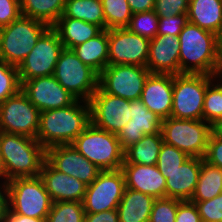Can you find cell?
Wrapping results in <instances>:
<instances>
[{"label": "cell", "mask_w": 222, "mask_h": 222, "mask_svg": "<svg viewBox=\"0 0 222 222\" xmlns=\"http://www.w3.org/2000/svg\"><path fill=\"white\" fill-rule=\"evenodd\" d=\"M90 123L89 102L77 99L67 107L41 112L36 139L45 149L71 144Z\"/></svg>", "instance_id": "1"}, {"label": "cell", "mask_w": 222, "mask_h": 222, "mask_svg": "<svg viewBox=\"0 0 222 222\" xmlns=\"http://www.w3.org/2000/svg\"><path fill=\"white\" fill-rule=\"evenodd\" d=\"M178 39L180 73L216 76L219 67L217 34L188 22Z\"/></svg>", "instance_id": "2"}, {"label": "cell", "mask_w": 222, "mask_h": 222, "mask_svg": "<svg viewBox=\"0 0 222 222\" xmlns=\"http://www.w3.org/2000/svg\"><path fill=\"white\" fill-rule=\"evenodd\" d=\"M0 155L4 181L19 177H36L44 161L46 149L37 139L0 131Z\"/></svg>", "instance_id": "3"}, {"label": "cell", "mask_w": 222, "mask_h": 222, "mask_svg": "<svg viewBox=\"0 0 222 222\" xmlns=\"http://www.w3.org/2000/svg\"><path fill=\"white\" fill-rule=\"evenodd\" d=\"M71 145L102 171L120 170L124 162V150L116 134L90 123Z\"/></svg>", "instance_id": "4"}, {"label": "cell", "mask_w": 222, "mask_h": 222, "mask_svg": "<svg viewBox=\"0 0 222 222\" xmlns=\"http://www.w3.org/2000/svg\"><path fill=\"white\" fill-rule=\"evenodd\" d=\"M49 27L40 20L23 15L9 25L1 27L0 58L18 67Z\"/></svg>", "instance_id": "5"}, {"label": "cell", "mask_w": 222, "mask_h": 222, "mask_svg": "<svg viewBox=\"0 0 222 222\" xmlns=\"http://www.w3.org/2000/svg\"><path fill=\"white\" fill-rule=\"evenodd\" d=\"M6 183L10 211L31 218L47 219L53 202L40 176L14 178Z\"/></svg>", "instance_id": "6"}, {"label": "cell", "mask_w": 222, "mask_h": 222, "mask_svg": "<svg viewBox=\"0 0 222 222\" xmlns=\"http://www.w3.org/2000/svg\"><path fill=\"white\" fill-rule=\"evenodd\" d=\"M216 76L180 73L173 75V105L170 117L203 119V102L207 87Z\"/></svg>", "instance_id": "7"}, {"label": "cell", "mask_w": 222, "mask_h": 222, "mask_svg": "<svg viewBox=\"0 0 222 222\" xmlns=\"http://www.w3.org/2000/svg\"><path fill=\"white\" fill-rule=\"evenodd\" d=\"M163 141L186 153L189 157L204 158L211 125L202 120L176 119L162 120Z\"/></svg>", "instance_id": "8"}, {"label": "cell", "mask_w": 222, "mask_h": 222, "mask_svg": "<svg viewBox=\"0 0 222 222\" xmlns=\"http://www.w3.org/2000/svg\"><path fill=\"white\" fill-rule=\"evenodd\" d=\"M54 77L78 100L89 101L98 88L99 75L85 65L72 49L61 51Z\"/></svg>", "instance_id": "9"}, {"label": "cell", "mask_w": 222, "mask_h": 222, "mask_svg": "<svg viewBox=\"0 0 222 222\" xmlns=\"http://www.w3.org/2000/svg\"><path fill=\"white\" fill-rule=\"evenodd\" d=\"M40 113L26 94L19 90L0 103V131L36 139L40 127Z\"/></svg>", "instance_id": "10"}, {"label": "cell", "mask_w": 222, "mask_h": 222, "mask_svg": "<svg viewBox=\"0 0 222 222\" xmlns=\"http://www.w3.org/2000/svg\"><path fill=\"white\" fill-rule=\"evenodd\" d=\"M63 49L57 31L49 27L18 66L20 84L32 78L54 75L56 63Z\"/></svg>", "instance_id": "11"}, {"label": "cell", "mask_w": 222, "mask_h": 222, "mask_svg": "<svg viewBox=\"0 0 222 222\" xmlns=\"http://www.w3.org/2000/svg\"><path fill=\"white\" fill-rule=\"evenodd\" d=\"M151 72L137 65H107L99 74L98 86L113 96L127 100L140 99L144 84Z\"/></svg>", "instance_id": "12"}, {"label": "cell", "mask_w": 222, "mask_h": 222, "mask_svg": "<svg viewBox=\"0 0 222 222\" xmlns=\"http://www.w3.org/2000/svg\"><path fill=\"white\" fill-rule=\"evenodd\" d=\"M125 190L122 170L101 171L87 186L83 207L85 213H99L117 209Z\"/></svg>", "instance_id": "13"}, {"label": "cell", "mask_w": 222, "mask_h": 222, "mask_svg": "<svg viewBox=\"0 0 222 222\" xmlns=\"http://www.w3.org/2000/svg\"><path fill=\"white\" fill-rule=\"evenodd\" d=\"M91 123L112 134H119L131 120L129 100L105 93L99 86L88 101Z\"/></svg>", "instance_id": "14"}, {"label": "cell", "mask_w": 222, "mask_h": 222, "mask_svg": "<svg viewBox=\"0 0 222 222\" xmlns=\"http://www.w3.org/2000/svg\"><path fill=\"white\" fill-rule=\"evenodd\" d=\"M150 40L128 28L108 29V65H137L146 67Z\"/></svg>", "instance_id": "15"}, {"label": "cell", "mask_w": 222, "mask_h": 222, "mask_svg": "<svg viewBox=\"0 0 222 222\" xmlns=\"http://www.w3.org/2000/svg\"><path fill=\"white\" fill-rule=\"evenodd\" d=\"M21 90L41 112L64 108L77 100L56 80L54 75L26 80L21 84Z\"/></svg>", "instance_id": "16"}, {"label": "cell", "mask_w": 222, "mask_h": 222, "mask_svg": "<svg viewBox=\"0 0 222 222\" xmlns=\"http://www.w3.org/2000/svg\"><path fill=\"white\" fill-rule=\"evenodd\" d=\"M46 160L59 172L75 177L87 186L102 171L81 155L71 144L48 147Z\"/></svg>", "instance_id": "17"}, {"label": "cell", "mask_w": 222, "mask_h": 222, "mask_svg": "<svg viewBox=\"0 0 222 222\" xmlns=\"http://www.w3.org/2000/svg\"><path fill=\"white\" fill-rule=\"evenodd\" d=\"M129 110H131V120L117 134L124 151L144 135L161 131L162 125V119L151 112L140 99L129 100Z\"/></svg>", "instance_id": "18"}, {"label": "cell", "mask_w": 222, "mask_h": 222, "mask_svg": "<svg viewBox=\"0 0 222 222\" xmlns=\"http://www.w3.org/2000/svg\"><path fill=\"white\" fill-rule=\"evenodd\" d=\"M178 37L156 35L150 40L147 69L151 74H180Z\"/></svg>", "instance_id": "19"}, {"label": "cell", "mask_w": 222, "mask_h": 222, "mask_svg": "<svg viewBox=\"0 0 222 222\" xmlns=\"http://www.w3.org/2000/svg\"><path fill=\"white\" fill-rule=\"evenodd\" d=\"M39 176L52 202H83L87 185L75 177L59 172L47 160L44 161Z\"/></svg>", "instance_id": "20"}, {"label": "cell", "mask_w": 222, "mask_h": 222, "mask_svg": "<svg viewBox=\"0 0 222 222\" xmlns=\"http://www.w3.org/2000/svg\"><path fill=\"white\" fill-rule=\"evenodd\" d=\"M140 100L162 120L169 118L173 105V75L150 74L145 81Z\"/></svg>", "instance_id": "21"}, {"label": "cell", "mask_w": 222, "mask_h": 222, "mask_svg": "<svg viewBox=\"0 0 222 222\" xmlns=\"http://www.w3.org/2000/svg\"><path fill=\"white\" fill-rule=\"evenodd\" d=\"M125 188L134 189L155 199L166 197V178L156 165L123 164Z\"/></svg>", "instance_id": "22"}, {"label": "cell", "mask_w": 222, "mask_h": 222, "mask_svg": "<svg viewBox=\"0 0 222 222\" xmlns=\"http://www.w3.org/2000/svg\"><path fill=\"white\" fill-rule=\"evenodd\" d=\"M201 169V158L190 157L172 172H161L166 178V197L190 201Z\"/></svg>", "instance_id": "23"}, {"label": "cell", "mask_w": 222, "mask_h": 222, "mask_svg": "<svg viewBox=\"0 0 222 222\" xmlns=\"http://www.w3.org/2000/svg\"><path fill=\"white\" fill-rule=\"evenodd\" d=\"M154 201L150 195L125 188L117 207L119 222H149Z\"/></svg>", "instance_id": "24"}, {"label": "cell", "mask_w": 222, "mask_h": 222, "mask_svg": "<svg viewBox=\"0 0 222 222\" xmlns=\"http://www.w3.org/2000/svg\"><path fill=\"white\" fill-rule=\"evenodd\" d=\"M52 27L57 31L60 41L66 49H72L103 31L98 25L70 17H60Z\"/></svg>", "instance_id": "25"}, {"label": "cell", "mask_w": 222, "mask_h": 222, "mask_svg": "<svg viewBox=\"0 0 222 222\" xmlns=\"http://www.w3.org/2000/svg\"><path fill=\"white\" fill-rule=\"evenodd\" d=\"M188 21L219 35L222 32V0H189Z\"/></svg>", "instance_id": "26"}, {"label": "cell", "mask_w": 222, "mask_h": 222, "mask_svg": "<svg viewBox=\"0 0 222 222\" xmlns=\"http://www.w3.org/2000/svg\"><path fill=\"white\" fill-rule=\"evenodd\" d=\"M76 56L98 75L108 65V30L72 48Z\"/></svg>", "instance_id": "27"}, {"label": "cell", "mask_w": 222, "mask_h": 222, "mask_svg": "<svg viewBox=\"0 0 222 222\" xmlns=\"http://www.w3.org/2000/svg\"><path fill=\"white\" fill-rule=\"evenodd\" d=\"M163 142L161 131L144 135L124 151L123 164L156 165Z\"/></svg>", "instance_id": "28"}, {"label": "cell", "mask_w": 222, "mask_h": 222, "mask_svg": "<svg viewBox=\"0 0 222 222\" xmlns=\"http://www.w3.org/2000/svg\"><path fill=\"white\" fill-rule=\"evenodd\" d=\"M66 0H20L21 14L52 27L63 15Z\"/></svg>", "instance_id": "29"}, {"label": "cell", "mask_w": 222, "mask_h": 222, "mask_svg": "<svg viewBox=\"0 0 222 222\" xmlns=\"http://www.w3.org/2000/svg\"><path fill=\"white\" fill-rule=\"evenodd\" d=\"M222 193V168L211 165L201 158L198 182L190 201L210 200Z\"/></svg>", "instance_id": "30"}, {"label": "cell", "mask_w": 222, "mask_h": 222, "mask_svg": "<svg viewBox=\"0 0 222 222\" xmlns=\"http://www.w3.org/2000/svg\"><path fill=\"white\" fill-rule=\"evenodd\" d=\"M61 17L83 20L98 25L105 30L104 10L101 0H66Z\"/></svg>", "instance_id": "31"}, {"label": "cell", "mask_w": 222, "mask_h": 222, "mask_svg": "<svg viewBox=\"0 0 222 222\" xmlns=\"http://www.w3.org/2000/svg\"><path fill=\"white\" fill-rule=\"evenodd\" d=\"M104 10L105 30L125 28L133 15L127 0H101Z\"/></svg>", "instance_id": "32"}, {"label": "cell", "mask_w": 222, "mask_h": 222, "mask_svg": "<svg viewBox=\"0 0 222 222\" xmlns=\"http://www.w3.org/2000/svg\"><path fill=\"white\" fill-rule=\"evenodd\" d=\"M85 214L82 202H53L46 222H84Z\"/></svg>", "instance_id": "33"}, {"label": "cell", "mask_w": 222, "mask_h": 222, "mask_svg": "<svg viewBox=\"0 0 222 222\" xmlns=\"http://www.w3.org/2000/svg\"><path fill=\"white\" fill-rule=\"evenodd\" d=\"M220 118H222V83L216 78L205 92L203 120L211 125Z\"/></svg>", "instance_id": "34"}, {"label": "cell", "mask_w": 222, "mask_h": 222, "mask_svg": "<svg viewBox=\"0 0 222 222\" xmlns=\"http://www.w3.org/2000/svg\"><path fill=\"white\" fill-rule=\"evenodd\" d=\"M159 16L152 11L133 14L126 27L142 37L153 39L157 35Z\"/></svg>", "instance_id": "35"}, {"label": "cell", "mask_w": 222, "mask_h": 222, "mask_svg": "<svg viewBox=\"0 0 222 222\" xmlns=\"http://www.w3.org/2000/svg\"><path fill=\"white\" fill-rule=\"evenodd\" d=\"M21 90L18 67L0 58V103Z\"/></svg>", "instance_id": "36"}, {"label": "cell", "mask_w": 222, "mask_h": 222, "mask_svg": "<svg viewBox=\"0 0 222 222\" xmlns=\"http://www.w3.org/2000/svg\"><path fill=\"white\" fill-rule=\"evenodd\" d=\"M189 158L183 151L163 142L156 166L160 172H172Z\"/></svg>", "instance_id": "37"}, {"label": "cell", "mask_w": 222, "mask_h": 222, "mask_svg": "<svg viewBox=\"0 0 222 222\" xmlns=\"http://www.w3.org/2000/svg\"><path fill=\"white\" fill-rule=\"evenodd\" d=\"M181 200L168 197L155 199L149 222H175Z\"/></svg>", "instance_id": "38"}, {"label": "cell", "mask_w": 222, "mask_h": 222, "mask_svg": "<svg viewBox=\"0 0 222 222\" xmlns=\"http://www.w3.org/2000/svg\"><path fill=\"white\" fill-rule=\"evenodd\" d=\"M197 206L202 222H222V193L206 201H190Z\"/></svg>", "instance_id": "39"}, {"label": "cell", "mask_w": 222, "mask_h": 222, "mask_svg": "<svg viewBox=\"0 0 222 222\" xmlns=\"http://www.w3.org/2000/svg\"><path fill=\"white\" fill-rule=\"evenodd\" d=\"M188 22V13L159 17L157 35H172L178 37L183 27Z\"/></svg>", "instance_id": "40"}, {"label": "cell", "mask_w": 222, "mask_h": 222, "mask_svg": "<svg viewBox=\"0 0 222 222\" xmlns=\"http://www.w3.org/2000/svg\"><path fill=\"white\" fill-rule=\"evenodd\" d=\"M189 0H155L154 12L159 17L188 13Z\"/></svg>", "instance_id": "41"}, {"label": "cell", "mask_w": 222, "mask_h": 222, "mask_svg": "<svg viewBox=\"0 0 222 222\" xmlns=\"http://www.w3.org/2000/svg\"><path fill=\"white\" fill-rule=\"evenodd\" d=\"M20 0H0V28L21 16Z\"/></svg>", "instance_id": "42"}, {"label": "cell", "mask_w": 222, "mask_h": 222, "mask_svg": "<svg viewBox=\"0 0 222 222\" xmlns=\"http://www.w3.org/2000/svg\"><path fill=\"white\" fill-rule=\"evenodd\" d=\"M211 165L222 168V139L210 134L207 151L203 158Z\"/></svg>", "instance_id": "43"}, {"label": "cell", "mask_w": 222, "mask_h": 222, "mask_svg": "<svg viewBox=\"0 0 222 222\" xmlns=\"http://www.w3.org/2000/svg\"><path fill=\"white\" fill-rule=\"evenodd\" d=\"M175 222H202L195 203L182 201L178 205Z\"/></svg>", "instance_id": "44"}, {"label": "cell", "mask_w": 222, "mask_h": 222, "mask_svg": "<svg viewBox=\"0 0 222 222\" xmlns=\"http://www.w3.org/2000/svg\"><path fill=\"white\" fill-rule=\"evenodd\" d=\"M84 222H119L117 209L99 213H86Z\"/></svg>", "instance_id": "45"}, {"label": "cell", "mask_w": 222, "mask_h": 222, "mask_svg": "<svg viewBox=\"0 0 222 222\" xmlns=\"http://www.w3.org/2000/svg\"><path fill=\"white\" fill-rule=\"evenodd\" d=\"M133 14L154 10L155 0H127Z\"/></svg>", "instance_id": "46"}, {"label": "cell", "mask_w": 222, "mask_h": 222, "mask_svg": "<svg viewBox=\"0 0 222 222\" xmlns=\"http://www.w3.org/2000/svg\"><path fill=\"white\" fill-rule=\"evenodd\" d=\"M8 209L9 203L7 183L5 181H0V222H5Z\"/></svg>", "instance_id": "47"}, {"label": "cell", "mask_w": 222, "mask_h": 222, "mask_svg": "<svg viewBox=\"0 0 222 222\" xmlns=\"http://www.w3.org/2000/svg\"><path fill=\"white\" fill-rule=\"evenodd\" d=\"M5 222H46V220L16 214L8 209Z\"/></svg>", "instance_id": "48"}, {"label": "cell", "mask_w": 222, "mask_h": 222, "mask_svg": "<svg viewBox=\"0 0 222 222\" xmlns=\"http://www.w3.org/2000/svg\"><path fill=\"white\" fill-rule=\"evenodd\" d=\"M211 134L222 139V118L211 124Z\"/></svg>", "instance_id": "49"}, {"label": "cell", "mask_w": 222, "mask_h": 222, "mask_svg": "<svg viewBox=\"0 0 222 222\" xmlns=\"http://www.w3.org/2000/svg\"><path fill=\"white\" fill-rule=\"evenodd\" d=\"M219 61H222V32L218 35Z\"/></svg>", "instance_id": "50"}, {"label": "cell", "mask_w": 222, "mask_h": 222, "mask_svg": "<svg viewBox=\"0 0 222 222\" xmlns=\"http://www.w3.org/2000/svg\"><path fill=\"white\" fill-rule=\"evenodd\" d=\"M216 78L222 83V61H219V67L216 74Z\"/></svg>", "instance_id": "51"}, {"label": "cell", "mask_w": 222, "mask_h": 222, "mask_svg": "<svg viewBox=\"0 0 222 222\" xmlns=\"http://www.w3.org/2000/svg\"><path fill=\"white\" fill-rule=\"evenodd\" d=\"M4 181V169H3V164L1 160V155H0V181Z\"/></svg>", "instance_id": "52"}]
</instances>
